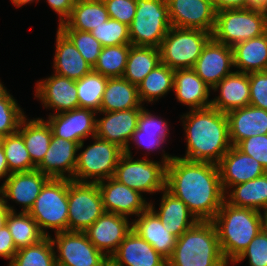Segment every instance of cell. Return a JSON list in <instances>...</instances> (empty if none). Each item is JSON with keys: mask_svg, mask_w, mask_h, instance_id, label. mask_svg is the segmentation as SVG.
<instances>
[{"mask_svg": "<svg viewBox=\"0 0 267 266\" xmlns=\"http://www.w3.org/2000/svg\"><path fill=\"white\" fill-rule=\"evenodd\" d=\"M212 33L172 26L159 47L161 63L170 69L193 68Z\"/></svg>", "mask_w": 267, "mask_h": 266, "instance_id": "9c48e42d", "label": "cell"}, {"mask_svg": "<svg viewBox=\"0 0 267 266\" xmlns=\"http://www.w3.org/2000/svg\"><path fill=\"white\" fill-rule=\"evenodd\" d=\"M111 19L118 20L129 26L135 17L136 0H103Z\"/></svg>", "mask_w": 267, "mask_h": 266, "instance_id": "681fc988", "label": "cell"}, {"mask_svg": "<svg viewBox=\"0 0 267 266\" xmlns=\"http://www.w3.org/2000/svg\"><path fill=\"white\" fill-rule=\"evenodd\" d=\"M83 147L84 143L78 145L74 141L53 135L49 148L36 169L49 178L73 180L77 152Z\"/></svg>", "mask_w": 267, "mask_h": 266, "instance_id": "ffe728a7", "label": "cell"}, {"mask_svg": "<svg viewBox=\"0 0 267 266\" xmlns=\"http://www.w3.org/2000/svg\"><path fill=\"white\" fill-rule=\"evenodd\" d=\"M161 162L153 161L147 157L135 160L132 155L125 152L121 155L113 178L119 183L142 193L153 194L165 189L166 165L173 156L165 153Z\"/></svg>", "mask_w": 267, "mask_h": 266, "instance_id": "5b68a950", "label": "cell"}, {"mask_svg": "<svg viewBox=\"0 0 267 266\" xmlns=\"http://www.w3.org/2000/svg\"><path fill=\"white\" fill-rule=\"evenodd\" d=\"M3 150L10 173L28 172L36 169L22 135L17 131L4 137Z\"/></svg>", "mask_w": 267, "mask_h": 266, "instance_id": "b9f144b4", "label": "cell"}, {"mask_svg": "<svg viewBox=\"0 0 267 266\" xmlns=\"http://www.w3.org/2000/svg\"><path fill=\"white\" fill-rule=\"evenodd\" d=\"M8 214H0V229L6 225V219Z\"/></svg>", "mask_w": 267, "mask_h": 266, "instance_id": "680465c9", "label": "cell"}, {"mask_svg": "<svg viewBox=\"0 0 267 266\" xmlns=\"http://www.w3.org/2000/svg\"><path fill=\"white\" fill-rule=\"evenodd\" d=\"M109 266H167V259L132 229L109 258Z\"/></svg>", "mask_w": 267, "mask_h": 266, "instance_id": "7402d4cb", "label": "cell"}, {"mask_svg": "<svg viewBox=\"0 0 267 266\" xmlns=\"http://www.w3.org/2000/svg\"><path fill=\"white\" fill-rule=\"evenodd\" d=\"M76 0H46L50 8L59 15L58 25L63 23L71 14Z\"/></svg>", "mask_w": 267, "mask_h": 266, "instance_id": "816d5d0a", "label": "cell"}, {"mask_svg": "<svg viewBox=\"0 0 267 266\" xmlns=\"http://www.w3.org/2000/svg\"><path fill=\"white\" fill-rule=\"evenodd\" d=\"M12 4H14L15 7L19 8L26 4L33 3V2H39L40 0H10Z\"/></svg>", "mask_w": 267, "mask_h": 266, "instance_id": "6f0895ef", "label": "cell"}, {"mask_svg": "<svg viewBox=\"0 0 267 266\" xmlns=\"http://www.w3.org/2000/svg\"><path fill=\"white\" fill-rule=\"evenodd\" d=\"M51 237L56 248L57 266H109V258L89 241L84 232L63 231Z\"/></svg>", "mask_w": 267, "mask_h": 266, "instance_id": "7c38bea8", "label": "cell"}, {"mask_svg": "<svg viewBox=\"0 0 267 266\" xmlns=\"http://www.w3.org/2000/svg\"><path fill=\"white\" fill-rule=\"evenodd\" d=\"M187 150L182 159L218 164L232 147L226 113L213 107L189 110L181 115Z\"/></svg>", "mask_w": 267, "mask_h": 266, "instance_id": "7a4b0ae2", "label": "cell"}, {"mask_svg": "<svg viewBox=\"0 0 267 266\" xmlns=\"http://www.w3.org/2000/svg\"><path fill=\"white\" fill-rule=\"evenodd\" d=\"M216 12L225 9H245L248 8V0H211Z\"/></svg>", "mask_w": 267, "mask_h": 266, "instance_id": "f5cc1de1", "label": "cell"}, {"mask_svg": "<svg viewBox=\"0 0 267 266\" xmlns=\"http://www.w3.org/2000/svg\"><path fill=\"white\" fill-rule=\"evenodd\" d=\"M75 45L82 57L93 68L102 51V44L97 41L91 32L79 30H61Z\"/></svg>", "mask_w": 267, "mask_h": 266, "instance_id": "f6af8a7d", "label": "cell"}, {"mask_svg": "<svg viewBox=\"0 0 267 266\" xmlns=\"http://www.w3.org/2000/svg\"><path fill=\"white\" fill-rule=\"evenodd\" d=\"M6 225L17 250L34 245L46 237L29 213L9 212Z\"/></svg>", "mask_w": 267, "mask_h": 266, "instance_id": "74e56055", "label": "cell"}, {"mask_svg": "<svg viewBox=\"0 0 267 266\" xmlns=\"http://www.w3.org/2000/svg\"><path fill=\"white\" fill-rule=\"evenodd\" d=\"M131 44L106 46L102 48L93 71L108 78L122 77L126 68Z\"/></svg>", "mask_w": 267, "mask_h": 266, "instance_id": "60d3db41", "label": "cell"}, {"mask_svg": "<svg viewBox=\"0 0 267 266\" xmlns=\"http://www.w3.org/2000/svg\"><path fill=\"white\" fill-rule=\"evenodd\" d=\"M233 50L225 44L211 38L203 47L193 69L196 74L212 89L224 77L231 74Z\"/></svg>", "mask_w": 267, "mask_h": 266, "instance_id": "44dd1931", "label": "cell"}, {"mask_svg": "<svg viewBox=\"0 0 267 266\" xmlns=\"http://www.w3.org/2000/svg\"><path fill=\"white\" fill-rule=\"evenodd\" d=\"M135 17L128 26L131 45L159 48L172 27L166 0H136Z\"/></svg>", "mask_w": 267, "mask_h": 266, "instance_id": "ba28073f", "label": "cell"}, {"mask_svg": "<svg viewBox=\"0 0 267 266\" xmlns=\"http://www.w3.org/2000/svg\"><path fill=\"white\" fill-rule=\"evenodd\" d=\"M109 18L103 0H76L70 16L58 28L91 32Z\"/></svg>", "mask_w": 267, "mask_h": 266, "instance_id": "4dcf8cb0", "label": "cell"}, {"mask_svg": "<svg viewBox=\"0 0 267 266\" xmlns=\"http://www.w3.org/2000/svg\"><path fill=\"white\" fill-rule=\"evenodd\" d=\"M16 252L17 248L13 242L12 235L7 225H4L0 229V257L10 262L14 258Z\"/></svg>", "mask_w": 267, "mask_h": 266, "instance_id": "f907efd6", "label": "cell"}, {"mask_svg": "<svg viewBox=\"0 0 267 266\" xmlns=\"http://www.w3.org/2000/svg\"><path fill=\"white\" fill-rule=\"evenodd\" d=\"M50 236L40 242L17 250L9 266H57Z\"/></svg>", "mask_w": 267, "mask_h": 266, "instance_id": "ab89813d", "label": "cell"}, {"mask_svg": "<svg viewBox=\"0 0 267 266\" xmlns=\"http://www.w3.org/2000/svg\"><path fill=\"white\" fill-rule=\"evenodd\" d=\"M221 251L216 226L199 221L176 240L167 266H228Z\"/></svg>", "mask_w": 267, "mask_h": 266, "instance_id": "277c9868", "label": "cell"}, {"mask_svg": "<svg viewBox=\"0 0 267 266\" xmlns=\"http://www.w3.org/2000/svg\"><path fill=\"white\" fill-rule=\"evenodd\" d=\"M140 102L137 85L123 77L108 78L102 97L100 112H114L144 108Z\"/></svg>", "mask_w": 267, "mask_h": 266, "instance_id": "836d02e7", "label": "cell"}, {"mask_svg": "<svg viewBox=\"0 0 267 266\" xmlns=\"http://www.w3.org/2000/svg\"><path fill=\"white\" fill-rule=\"evenodd\" d=\"M143 108H132L114 112H98L104 117L96 118V137L118 145L131 155L130 140L137 129L139 114Z\"/></svg>", "mask_w": 267, "mask_h": 266, "instance_id": "e0dca14e", "label": "cell"}, {"mask_svg": "<svg viewBox=\"0 0 267 266\" xmlns=\"http://www.w3.org/2000/svg\"><path fill=\"white\" fill-rule=\"evenodd\" d=\"M160 63L159 48L131 45L122 77L138 86L146 75Z\"/></svg>", "mask_w": 267, "mask_h": 266, "instance_id": "d590c367", "label": "cell"}, {"mask_svg": "<svg viewBox=\"0 0 267 266\" xmlns=\"http://www.w3.org/2000/svg\"><path fill=\"white\" fill-rule=\"evenodd\" d=\"M49 179L37 169L11 173L0 186L5 199V207L10 212H17L14 206L8 204L7 199H9L22 205L23 208L20 212L29 213L42 187Z\"/></svg>", "mask_w": 267, "mask_h": 266, "instance_id": "4fadbf2b", "label": "cell"}, {"mask_svg": "<svg viewBox=\"0 0 267 266\" xmlns=\"http://www.w3.org/2000/svg\"><path fill=\"white\" fill-rule=\"evenodd\" d=\"M107 82L108 77L93 70L76 80L79 107L93 110L98 114Z\"/></svg>", "mask_w": 267, "mask_h": 266, "instance_id": "f35d334b", "label": "cell"}, {"mask_svg": "<svg viewBox=\"0 0 267 266\" xmlns=\"http://www.w3.org/2000/svg\"><path fill=\"white\" fill-rule=\"evenodd\" d=\"M224 193L236 184H242L266 173L253 157L232 146L217 164Z\"/></svg>", "mask_w": 267, "mask_h": 266, "instance_id": "603a6c76", "label": "cell"}, {"mask_svg": "<svg viewBox=\"0 0 267 266\" xmlns=\"http://www.w3.org/2000/svg\"><path fill=\"white\" fill-rule=\"evenodd\" d=\"M246 258H249V266H267V229L265 227L232 264H238Z\"/></svg>", "mask_w": 267, "mask_h": 266, "instance_id": "bcb514c9", "label": "cell"}, {"mask_svg": "<svg viewBox=\"0 0 267 266\" xmlns=\"http://www.w3.org/2000/svg\"><path fill=\"white\" fill-rule=\"evenodd\" d=\"M264 225L265 228L267 229V210L264 212Z\"/></svg>", "mask_w": 267, "mask_h": 266, "instance_id": "94428289", "label": "cell"}, {"mask_svg": "<svg viewBox=\"0 0 267 266\" xmlns=\"http://www.w3.org/2000/svg\"><path fill=\"white\" fill-rule=\"evenodd\" d=\"M249 105L267 111V71L249 73Z\"/></svg>", "mask_w": 267, "mask_h": 266, "instance_id": "c3c4849f", "label": "cell"}, {"mask_svg": "<svg viewBox=\"0 0 267 266\" xmlns=\"http://www.w3.org/2000/svg\"><path fill=\"white\" fill-rule=\"evenodd\" d=\"M56 33V48L53 60L54 73L72 80H79L93 70L73 42L59 29Z\"/></svg>", "mask_w": 267, "mask_h": 266, "instance_id": "f1b7e54d", "label": "cell"}, {"mask_svg": "<svg viewBox=\"0 0 267 266\" xmlns=\"http://www.w3.org/2000/svg\"><path fill=\"white\" fill-rule=\"evenodd\" d=\"M91 34L103 47L131 44L129 27L111 18L94 28Z\"/></svg>", "mask_w": 267, "mask_h": 266, "instance_id": "ee69618b", "label": "cell"}, {"mask_svg": "<svg viewBox=\"0 0 267 266\" xmlns=\"http://www.w3.org/2000/svg\"><path fill=\"white\" fill-rule=\"evenodd\" d=\"M236 147L256 159L267 172V134L251 136L240 141Z\"/></svg>", "mask_w": 267, "mask_h": 266, "instance_id": "7dc6e473", "label": "cell"}, {"mask_svg": "<svg viewBox=\"0 0 267 266\" xmlns=\"http://www.w3.org/2000/svg\"><path fill=\"white\" fill-rule=\"evenodd\" d=\"M211 90H220L219 95L211 99V107L218 111L227 114L229 111L245 107L250 101L249 73L234 71Z\"/></svg>", "mask_w": 267, "mask_h": 266, "instance_id": "cb8c5ba5", "label": "cell"}, {"mask_svg": "<svg viewBox=\"0 0 267 266\" xmlns=\"http://www.w3.org/2000/svg\"><path fill=\"white\" fill-rule=\"evenodd\" d=\"M18 132L22 135L29 156L37 167L42 162L53 136L50 125L43 118L29 120L25 116L20 122Z\"/></svg>", "mask_w": 267, "mask_h": 266, "instance_id": "e575fe53", "label": "cell"}, {"mask_svg": "<svg viewBox=\"0 0 267 266\" xmlns=\"http://www.w3.org/2000/svg\"><path fill=\"white\" fill-rule=\"evenodd\" d=\"M16 99L6 89L0 95V134L7 136L18 131L21 120L26 116Z\"/></svg>", "mask_w": 267, "mask_h": 266, "instance_id": "7bdbcfd3", "label": "cell"}, {"mask_svg": "<svg viewBox=\"0 0 267 266\" xmlns=\"http://www.w3.org/2000/svg\"><path fill=\"white\" fill-rule=\"evenodd\" d=\"M97 113L86 108H75L48 116V124L52 134L65 140L74 141L78 145L84 143V139L96 135Z\"/></svg>", "mask_w": 267, "mask_h": 266, "instance_id": "9a60e30c", "label": "cell"}, {"mask_svg": "<svg viewBox=\"0 0 267 266\" xmlns=\"http://www.w3.org/2000/svg\"><path fill=\"white\" fill-rule=\"evenodd\" d=\"M229 138L232 146L240 141L267 134V111L251 105L229 111Z\"/></svg>", "mask_w": 267, "mask_h": 266, "instance_id": "83f0119b", "label": "cell"}, {"mask_svg": "<svg viewBox=\"0 0 267 266\" xmlns=\"http://www.w3.org/2000/svg\"><path fill=\"white\" fill-rule=\"evenodd\" d=\"M174 93L176 99L190 110L211 106V88L196 74L193 68L174 70Z\"/></svg>", "mask_w": 267, "mask_h": 266, "instance_id": "4316f807", "label": "cell"}, {"mask_svg": "<svg viewBox=\"0 0 267 266\" xmlns=\"http://www.w3.org/2000/svg\"><path fill=\"white\" fill-rule=\"evenodd\" d=\"M171 25L213 33L216 10L211 0H166Z\"/></svg>", "mask_w": 267, "mask_h": 266, "instance_id": "5bb4252c", "label": "cell"}, {"mask_svg": "<svg viewBox=\"0 0 267 266\" xmlns=\"http://www.w3.org/2000/svg\"><path fill=\"white\" fill-rule=\"evenodd\" d=\"M9 210L5 207V199L3 192L0 188V214H9Z\"/></svg>", "mask_w": 267, "mask_h": 266, "instance_id": "9f6ffc18", "label": "cell"}, {"mask_svg": "<svg viewBox=\"0 0 267 266\" xmlns=\"http://www.w3.org/2000/svg\"><path fill=\"white\" fill-rule=\"evenodd\" d=\"M231 188L226 192L227 195L225 194V201L231 206L250 208L263 213L267 210V172Z\"/></svg>", "mask_w": 267, "mask_h": 266, "instance_id": "d6a6232c", "label": "cell"}, {"mask_svg": "<svg viewBox=\"0 0 267 266\" xmlns=\"http://www.w3.org/2000/svg\"><path fill=\"white\" fill-rule=\"evenodd\" d=\"M132 230L128 217L104 212L84 233L89 241L107 258L116 251Z\"/></svg>", "mask_w": 267, "mask_h": 266, "instance_id": "2e32d148", "label": "cell"}, {"mask_svg": "<svg viewBox=\"0 0 267 266\" xmlns=\"http://www.w3.org/2000/svg\"><path fill=\"white\" fill-rule=\"evenodd\" d=\"M104 212L97 183L68 179V231L85 232Z\"/></svg>", "mask_w": 267, "mask_h": 266, "instance_id": "8fae6325", "label": "cell"}, {"mask_svg": "<svg viewBox=\"0 0 267 266\" xmlns=\"http://www.w3.org/2000/svg\"><path fill=\"white\" fill-rule=\"evenodd\" d=\"M162 198L158 210L150 201L149 207L157 214L168 232L180 237L185 231L195 226L199 220L188 209L187 205L166 189L161 191Z\"/></svg>", "mask_w": 267, "mask_h": 266, "instance_id": "484cf974", "label": "cell"}, {"mask_svg": "<svg viewBox=\"0 0 267 266\" xmlns=\"http://www.w3.org/2000/svg\"><path fill=\"white\" fill-rule=\"evenodd\" d=\"M248 8L267 12V0H248Z\"/></svg>", "mask_w": 267, "mask_h": 266, "instance_id": "11a10c76", "label": "cell"}, {"mask_svg": "<svg viewBox=\"0 0 267 266\" xmlns=\"http://www.w3.org/2000/svg\"><path fill=\"white\" fill-rule=\"evenodd\" d=\"M35 97L46 109L57 114L79 107L76 81L53 73L50 77L36 83ZM56 111V112H55Z\"/></svg>", "mask_w": 267, "mask_h": 266, "instance_id": "d6986e66", "label": "cell"}, {"mask_svg": "<svg viewBox=\"0 0 267 266\" xmlns=\"http://www.w3.org/2000/svg\"><path fill=\"white\" fill-rule=\"evenodd\" d=\"M4 84H2L1 80H0V95L6 90V87L3 86Z\"/></svg>", "mask_w": 267, "mask_h": 266, "instance_id": "91938a15", "label": "cell"}, {"mask_svg": "<svg viewBox=\"0 0 267 266\" xmlns=\"http://www.w3.org/2000/svg\"><path fill=\"white\" fill-rule=\"evenodd\" d=\"M132 221V229L167 260L171 257L177 237L165 229L157 214L148 207Z\"/></svg>", "mask_w": 267, "mask_h": 266, "instance_id": "d4e9b609", "label": "cell"}, {"mask_svg": "<svg viewBox=\"0 0 267 266\" xmlns=\"http://www.w3.org/2000/svg\"><path fill=\"white\" fill-rule=\"evenodd\" d=\"M164 118L151 114L145 107L141 110L137 121V129L130 141L146 152L156 151L162 148L169 136V123Z\"/></svg>", "mask_w": 267, "mask_h": 266, "instance_id": "f546056e", "label": "cell"}, {"mask_svg": "<svg viewBox=\"0 0 267 266\" xmlns=\"http://www.w3.org/2000/svg\"><path fill=\"white\" fill-rule=\"evenodd\" d=\"M101 192L105 212H111L125 217L139 214L149 207V202L143 195L130 187L119 183L113 177L97 183Z\"/></svg>", "mask_w": 267, "mask_h": 266, "instance_id": "ac0fdd59", "label": "cell"}, {"mask_svg": "<svg viewBox=\"0 0 267 266\" xmlns=\"http://www.w3.org/2000/svg\"><path fill=\"white\" fill-rule=\"evenodd\" d=\"M165 189L182 200L199 221H212L225 193L217 164L173 156L166 165Z\"/></svg>", "mask_w": 267, "mask_h": 266, "instance_id": "6da1fadb", "label": "cell"}, {"mask_svg": "<svg viewBox=\"0 0 267 266\" xmlns=\"http://www.w3.org/2000/svg\"><path fill=\"white\" fill-rule=\"evenodd\" d=\"M4 135L0 134V147L3 146Z\"/></svg>", "mask_w": 267, "mask_h": 266, "instance_id": "6125c7cd", "label": "cell"}, {"mask_svg": "<svg viewBox=\"0 0 267 266\" xmlns=\"http://www.w3.org/2000/svg\"><path fill=\"white\" fill-rule=\"evenodd\" d=\"M212 222L216 226L223 256L231 265L265 227L263 212L234 207L226 201Z\"/></svg>", "mask_w": 267, "mask_h": 266, "instance_id": "3957f363", "label": "cell"}, {"mask_svg": "<svg viewBox=\"0 0 267 266\" xmlns=\"http://www.w3.org/2000/svg\"><path fill=\"white\" fill-rule=\"evenodd\" d=\"M92 139L94 140L93 144L77 154L73 181L98 183L114 176L124 150L118 145L96 136Z\"/></svg>", "mask_w": 267, "mask_h": 266, "instance_id": "30bf717a", "label": "cell"}, {"mask_svg": "<svg viewBox=\"0 0 267 266\" xmlns=\"http://www.w3.org/2000/svg\"><path fill=\"white\" fill-rule=\"evenodd\" d=\"M30 216L37 222L45 236L68 231V179L50 178L35 200Z\"/></svg>", "mask_w": 267, "mask_h": 266, "instance_id": "52a82bcc", "label": "cell"}, {"mask_svg": "<svg viewBox=\"0 0 267 266\" xmlns=\"http://www.w3.org/2000/svg\"><path fill=\"white\" fill-rule=\"evenodd\" d=\"M234 67L239 72L267 71V31L232 47Z\"/></svg>", "mask_w": 267, "mask_h": 266, "instance_id": "1f68e13d", "label": "cell"}, {"mask_svg": "<svg viewBox=\"0 0 267 266\" xmlns=\"http://www.w3.org/2000/svg\"><path fill=\"white\" fill-rule=\"evenodd\" d=\"M267 31V12L258 9H225L216 12L212 38L229 47L263 35Z\"/></svg>", "mask_w": 267, "mask_h": 266, "instance_id": "8992f818", "label": "cell"}, {"mask_svg": "<svg viewBox=\"0 0 267 266\" xmlns=\"http://www.w3.org/2000/svg\"><path fill=\"white\" fill-rule=\"evenodd\" d=\"M10 174L3 147H0V179L5 178L6 180Z\"/></svg>", "mask_w": 267, "mask_h": 266, "instance_id": "db71d44e", "label": "cell"}, {"mask_svg": "<svg viewBox=\"0 0 267 266\" xmlns=\"http://www.w3.org/2000/svg\"><path fill=\"white\" fill-rule=\"evenodd\" d=\"M140 102L154 103L174 90V70L160 63L138 84Z\"/></svg>", "mask_w": 267, "mask_h": 266, "instance_id": "8d00e7d4", "label": "cell"}]
</instances>
